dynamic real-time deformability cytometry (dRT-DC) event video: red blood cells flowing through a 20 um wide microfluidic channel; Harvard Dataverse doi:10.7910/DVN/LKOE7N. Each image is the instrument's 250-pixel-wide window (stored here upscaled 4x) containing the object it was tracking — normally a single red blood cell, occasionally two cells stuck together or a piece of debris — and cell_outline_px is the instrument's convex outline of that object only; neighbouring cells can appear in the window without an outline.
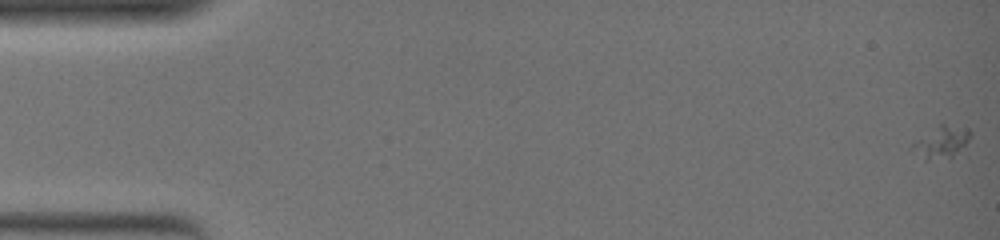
{"species": "common noctule bat (a hibernating species)", "species_latin": "Nyctalus noctula", "temperature_condition": "warm", "stored_images_in_passage": 39, "camera_frame_rate_fps": 3000, "um_per_image_px": 0.085, "animal": {"sex": "female", "body_mass_g": 19.0, "forearm_length_mm": 51.5}, "frame": {"image": 1, "passage_image": 1, "time_ms": 0.0, "image_size_px": [1000, 240], "cell_outline_px": [[972, 136], [952, 156], [928, 160], [924, 160], [908, 148], [916, 140], [940, 124], [944, 124], [972, 132]], "centroid_in_image_um": [79.94, 12.1], "position_along_channel_um": 5.1, "area_um2": 10.23}}
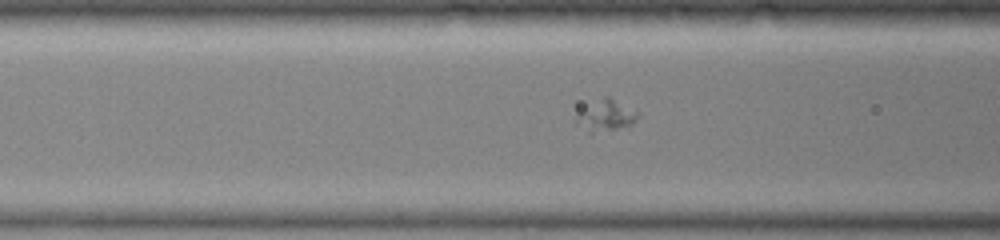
{"frame": {"image": 2, "passage_image": 23, "time_ms": 7.333, "image_size_px": [1000, 240], "cell_outline_px": [[640, 116], [632, 124], [616, 128], [592, 132], [588, 132], [576, 124], [576, 116], [580, 112], [604, 96], [608, 96], [640, 112]], "centroid_in_image_um": [51.54, 9.82], "position_along_channel_um": 115.1, "area_um2": 10.81}}
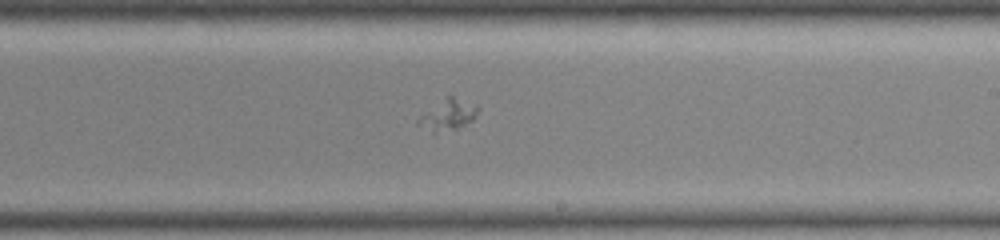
{"frame": {"image": 3, "passage_image": 34, "time_ms": 11.0, "image_size_px": [1000, 240], "cell_outline_px": [[480, 108], [476, 116], [472, 120], [456, 128], [436, 132], [432, 132], [416, 124], [416, 120], [420, 116], [448, 96], [452, 96], [476, 104]], "centroid_in_image_um": [38.1, 9.76], "position_along_channel_um": 250.9, "area_um2": 10.35}}